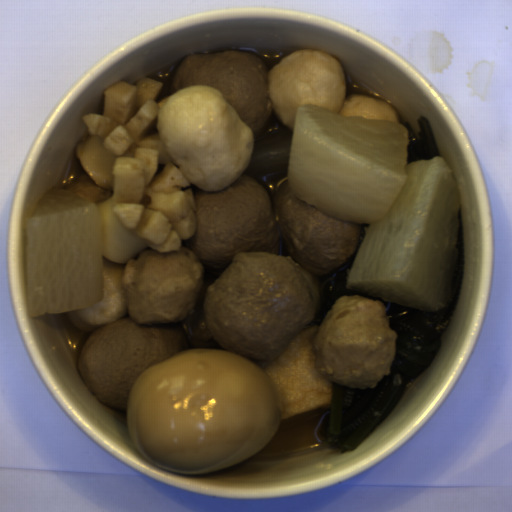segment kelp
I'll return each mask as SVG.
<instances>
[{"instance_id":"99668d17","label":"kelp","mask_w":512,"mask_h":512,"mask_svg":"<svg viewBox=\"0 0 512 512\" xmlns=\"http://www.w3.org/2000/svg\"><path fill=\"white\" fill-rule=\"evenodd\" d=\"M458 257L452 279V292L437 312H425L388 303L346 288L348 273L357 251L345 262L318 276L320 303L307 325H320L334 303L345 296H362L380 301L392 331L397 351L390 375H384L375 388L352 389L332 382L331 405L325 408L320 434L343 453L357 448L385 419L404 394L409 380L429 368L442 343L460 294L464 271V229L460 210Z\"/></svg>"},{"instance_id":"cf089659","label":"kelp","mask_w":512,"mask_h":512,"mask_svg":"<svg viewBox=\"0 0 512 512\" xmlns=\"http://www.w3.org/2000/svg\"><path fill=\"white\" fill-rule=\"evenodd\" d=\"M417 121L420 128L419 138L411 123L406 121L403 125L408 133L406 164L440 157L439 145L427 117L422 115Z\"/></svg>"}]
</instances>
